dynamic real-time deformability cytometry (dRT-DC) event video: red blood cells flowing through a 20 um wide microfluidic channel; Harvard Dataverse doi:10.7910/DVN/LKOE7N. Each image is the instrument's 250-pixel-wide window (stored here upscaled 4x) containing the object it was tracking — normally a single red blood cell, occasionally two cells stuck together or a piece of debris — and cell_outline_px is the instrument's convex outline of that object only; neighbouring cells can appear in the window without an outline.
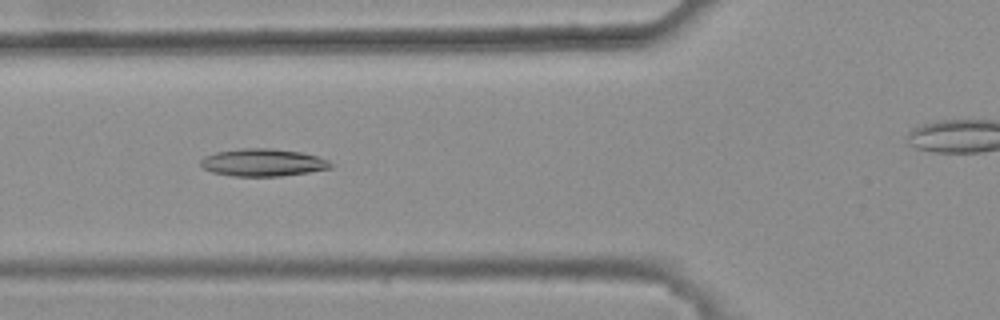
{"species": "common noctule bat (a hibernating species)", "species_latin": "Nyctalus noctula", "temperature_condition": "warm", "stored_images_in_passage": 48, "camera_frame_rate_fps": 3000, "um_per_image_px": 0.085, "animal": {"sex": "female", "body_mass_g": 25.1}, "frame": {"image": 1, "passage_image": 20, "time_ms": 6.333, "image_size_px": [1000, 320], "cell_outline_px": [[336, 164], [332, 168], [308, 172], [280, 176], [232, 176], [212, 172], [204, 168], [200, 164], [200, 160], [204, 156], [216, 152], [240, 148], [272, 148], [300, 152], [316, 156], [328, 160]], "centroid_in_image_um": [22.36, 13.81], "position_along_channel_um": 103.4, "area_um2": 20.92}}
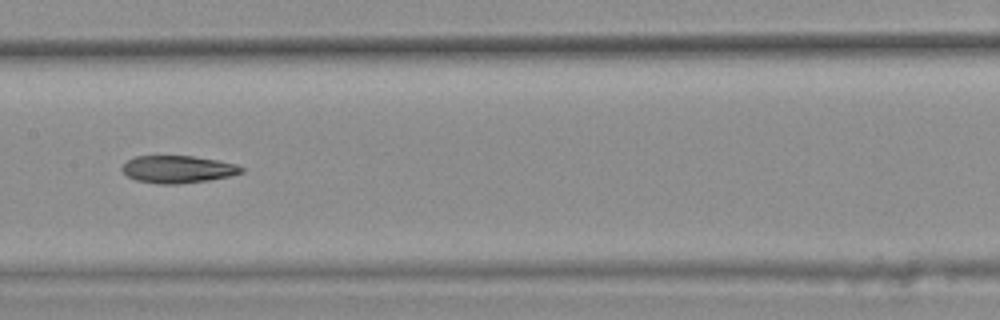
{"frame": {"image": 2, "passage_image": 27, "time_ms": 8.667, "image_size_px": [1000, 320], "cell_outline_px": [[244, 172], [228, 176], [208, 180], [176, 184], [160, 184], [136, 180], [128, 176], [120, 168], [128, 160], [136, 156], [192, 156], [216, 160], [236, 164], [244, 168]], "centroid_in_image_um": [15.11, 14.39], "position_along_channel_um": 192.3, "area_um2": 18.84}}
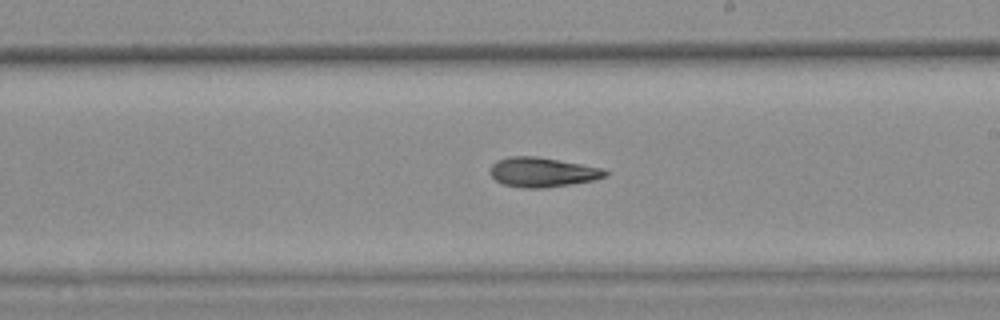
{"frame": {"image": 3, "passage_image": 31, "time_ms": 10.0, "image_size_px": [1000, 320], "cell_outline_px": [[608, 176], [592, 180], [544, 188], [524, 188], [504, 184], [496, 180], [492, 176], [492, 164], [496, 160], [508, 156], [536, 156], [604, 168], [608, 172]], "centroid_in_image_um": [46.12, 14.62], "position_along_channel_um": 242.9, "area_um2": 19.65}, "authors_computed_cell_mechanics": {"area_um2": 20.1433, "velocity_mm_per_s": 3.8021, "shape_relaxation_time_tau1_ms": null, "shape_relaxation_time_tau2_ms": 3.7921, "deformation_change_tau1": null, "deformation_change_tau2": 0.1216}}